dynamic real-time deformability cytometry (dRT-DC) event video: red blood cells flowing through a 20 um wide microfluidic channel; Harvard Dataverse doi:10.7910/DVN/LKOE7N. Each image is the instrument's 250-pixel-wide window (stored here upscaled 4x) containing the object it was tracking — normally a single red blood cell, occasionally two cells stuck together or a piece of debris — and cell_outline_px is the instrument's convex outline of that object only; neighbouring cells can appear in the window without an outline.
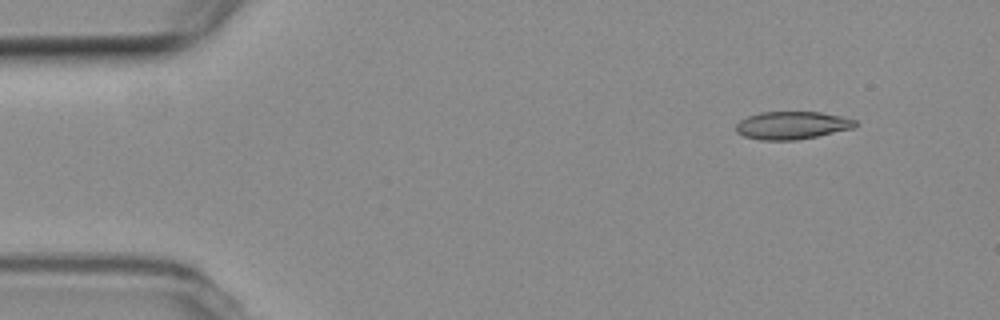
{"species": "common noctule bat (a hibernating species)", "species_latin": "Nyctalus noctula", "temperature_condition": "room temperature", "stored_images_in_passage": 5, "segment_of_instrument_passage": [1, 2], "camera_frame_rate_fps": 3000, "um_per_image_px": 0.085, "animal": {"sex": "female", "body_mass_g": 19.3, "forearm_length_mm": 54.1}, "frame": {"image": 1, "passage_image": 2, "time_ms": 1.0, "image_size_px": [1000, 320], "cell_outline_px": [[856, 124], [852, 128], [816, 136], [796, 140], [760, 140], [744, 136], [736, 132], [736, 124], [740, 120], [748, 116], [760, 112], [820, 112], [840, 116], [856, 120]], "centroid_in_image_um": [67.27, 10.65], "position_along_channel_um": 17.7, "area_um2": 19.13}}
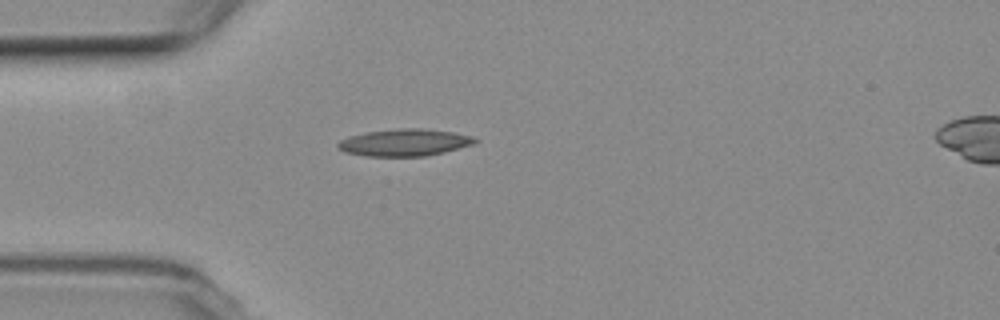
{"frame": {"image": 2, "passage_image": 4, "time_ms": 4.333, "image_size_px": [1000, 320], "cell_outline_px": [[480, 140], [476, 144], [444, 152], [424, 156], [364, 156], [344, 152], [336, 148], [336, 144], [340, 140], [348, 136], [364, 132], [400, 128], [424, 128], [452, 132], [472, 136]], "centroid_in_image_um": [34.37, 12.11], "position_along_channel_um": 50.6, "area_um2": 21.91}}